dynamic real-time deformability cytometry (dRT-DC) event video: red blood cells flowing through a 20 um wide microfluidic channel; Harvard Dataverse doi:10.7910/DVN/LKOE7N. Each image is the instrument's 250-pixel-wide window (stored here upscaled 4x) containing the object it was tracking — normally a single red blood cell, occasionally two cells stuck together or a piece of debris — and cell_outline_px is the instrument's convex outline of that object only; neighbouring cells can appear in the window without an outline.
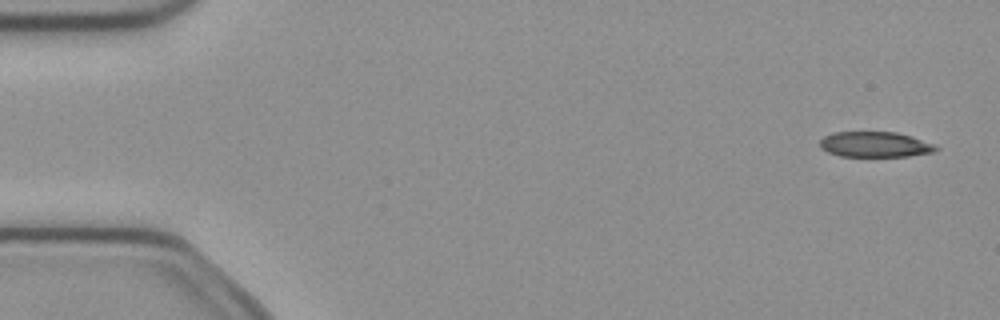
{"species": "common noctule bat (a hibernating species)", "species_latin": "Nyctalus noctula", "temperature_condition": "cold", "stored_images_in_passage": 5, "camera_frame_rate_fps": 3000, "um_per_image_px": 0.085, "animal": {"sex": "female", "body_mass_g": 21.9}, "frame": {"image": 1, "passage_image": 1, "time_ms": 0.0, "image_size_px": [1000, 320], "cell_outline_px": [[940, 148], [936, 152], [908, 156], [840, 156], [828, 152], [820, 148], [820, 140], [824, 136], [832, 132], [896, 132], [912, 136], [936, 144]], "centroid_in_image_um": [74.42, 12.27], "position_along_channel_um": 10.6, "area_um2": 17.4}}